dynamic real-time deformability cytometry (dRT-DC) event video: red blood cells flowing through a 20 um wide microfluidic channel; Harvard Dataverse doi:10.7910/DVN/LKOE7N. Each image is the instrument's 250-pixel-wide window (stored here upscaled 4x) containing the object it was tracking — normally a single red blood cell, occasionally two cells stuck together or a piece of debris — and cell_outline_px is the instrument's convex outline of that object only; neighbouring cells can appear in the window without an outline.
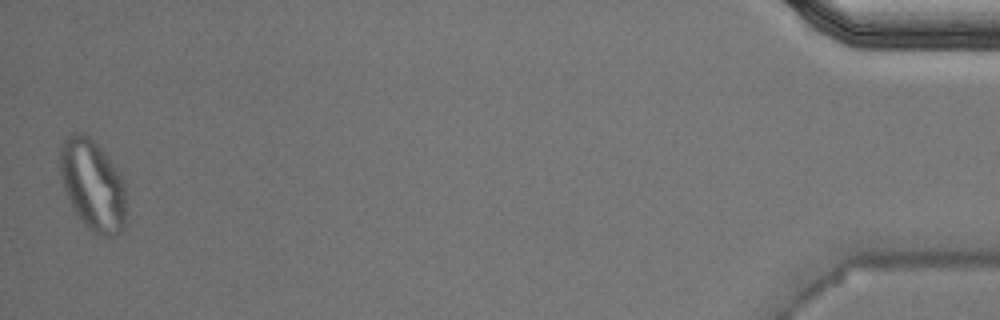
{"species": "Egyptian fruit bat (a non-hibernating species)", "species_latin": "Rousettus aegyptiacus", "temperature_condition": "warm", "stored_images_in_passage": 39, "segment_of_instrument_passage": [2, 2], "camera_frame_rate_fps": 3000, "um_per_image_px": 0.085, "animal": {"sex": "male"}, "frame": {"image": 1, "passage_image": 39, "time_ms": 12.667, "image_size_px": [1000, 320], "cell_outline_px": [[124, 228], [120, 232], [108, 236], [104, 236], [92, 232], [84, 224], [76, 212], [64, 192], [60, 172], [60, 148], [64, 140], [68, 136], [76, 132], [80, 132], [88, 136], [96, 144], [120, 172], [124, 184]], "centroid_in_image_um": [7.86, 15.72], "position_along_channel_um": 427.3, "area_um2": 34.51}}